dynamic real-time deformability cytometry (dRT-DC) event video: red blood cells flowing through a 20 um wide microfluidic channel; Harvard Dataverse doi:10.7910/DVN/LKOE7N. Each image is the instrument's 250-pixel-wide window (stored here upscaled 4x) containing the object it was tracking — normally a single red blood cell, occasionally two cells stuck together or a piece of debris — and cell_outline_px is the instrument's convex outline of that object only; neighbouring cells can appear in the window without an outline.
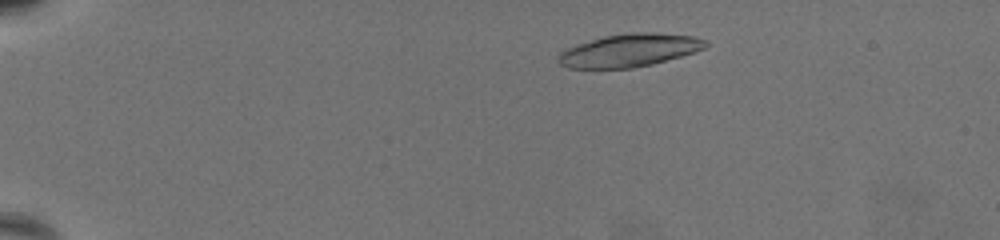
{"species": "common noctule bat (a hibernating species)", "species_latin": "Nyctalus noctula", "temperature_condition": "warm", "stored_images_in_passage": 30, "camera_frame_rate_fps": 3000, "um_per_image_px": 0.085, "animal": {"sex": "female", "body_mass_g": 19.5, "forearm_length_mm": 54.1}, "frame": {"image": 1, "passage_image": 5, "time_ms": 1.333, "image_size_px": [1000, 240], "cell_outline_px": [[708, 44], [704, 48], [696, 52], [652, 64], [632, 68], [568, 68], [560, 64], [556, 60], [556, 56], [560, 52], [576, 44], [604, 36], [628, 32], [656, 32], [692, 36], [708, 40]], "centroid_in_image_um": [53.49, 4.27], "position_along_channel_um": 31.5, "area_um2": 28.44}}
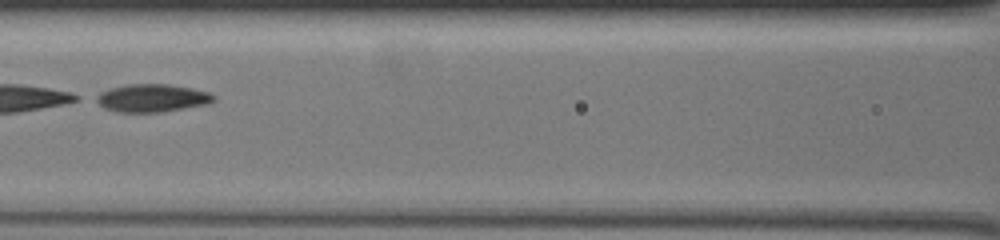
{"frame": {"image": 2, "passage_image": 13, "time_ms": 4.0, "image_size_px": [1000, 240], "cell_outline_px": [[216, 100], [208, 104], [164, 112], [116, 112], [104, 108], [92, 100], [92, 96], [100, 92], [112, 88], [128, 84], [168, 84], [192, 88], [208, 92], [216, 96]], "centroid_in_image_um": [12.89, 8.34], "position_along_channel_um": 153.7, "area_um2": 19.42}, "authors_computed_cell_mechanics": {"area_um2": 28.2931, "velocity_mm_per_s": 4.9677, "shape_relaxation_time_tau1_ms": 0.6326, "shape_relaxation_time_tau2_ms": 1.353, "deformation_change_tau1": 0.288, "deformation_change_tau2": 0.0914}}